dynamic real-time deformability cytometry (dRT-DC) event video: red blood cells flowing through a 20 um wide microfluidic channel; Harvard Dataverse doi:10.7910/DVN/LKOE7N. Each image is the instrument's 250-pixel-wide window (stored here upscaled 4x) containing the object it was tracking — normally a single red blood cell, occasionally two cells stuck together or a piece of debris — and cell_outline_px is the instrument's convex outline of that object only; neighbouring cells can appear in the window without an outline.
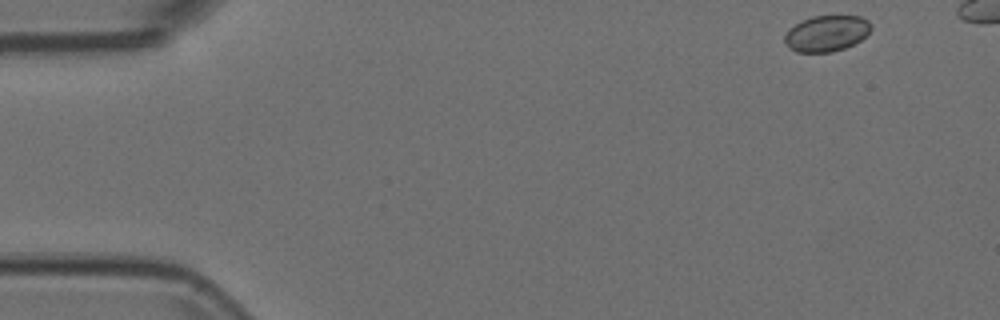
{"species": "Egyptian fruit bat (a non-hibernating species)", "species_latin": "Rousettus aegyptiacus", "temperature_condition": "room temperature", "stored_images_in_passage": 13, "camera_frame_rate_fps": 3000, "um_per_image_px": 0.085, "animal": {"sex": "female"}, "frame": {"image": 1, "passage_image": 1, "time_ms": 0.0, "image_size_px": [1000, 320], "cell_outline_px": [[872, 28], [860, 40], [844, 48], [832, 52], [796, 52], [788, 48], [784, 40], [784, 36], [788, 28], [800, 20], [812, 16], [860, 16], [868, 20], [872, 24]], "centroid_in_image_um": [70.22, 2.83], "position_along_channel_um": 14.8, "area_um2": 18.26}}